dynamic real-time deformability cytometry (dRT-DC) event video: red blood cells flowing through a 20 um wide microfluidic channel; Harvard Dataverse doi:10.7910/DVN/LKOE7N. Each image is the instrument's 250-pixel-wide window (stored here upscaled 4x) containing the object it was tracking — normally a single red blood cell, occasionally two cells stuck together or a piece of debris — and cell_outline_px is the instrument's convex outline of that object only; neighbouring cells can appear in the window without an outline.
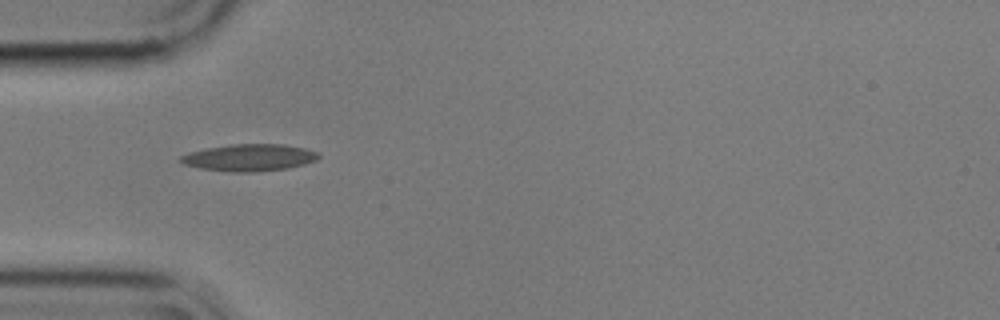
{"species": "common noctule bat (a hibernating species)", "species_latin": "Nyctalus noctula", "temperature_condition": "cold", "stored_images_in_passage": 3, "camera_frame_rate_fps": 3000, "um_per_image_px": 0.085, "animal": {"sex": "male", "body_mass_g": 17.9}, "frame": {"image": 1, "passage_image": 1, "time_ms": 0.0, "image_size_px": [1000, 320], "cell_outline_px": [[320, 156], [316, 160], [304, 164], [288, 168], [260, 172], [232, 172], [200, 168], [184, 164], [180, 160], [180, 156], [192, 152], [208, 148], [232, 144], [284, 144], [304, 148], [320, 152]], "centroid_in_image_um": [21.25, 13.4], "position_along_channel_um": 63.7, "area_um2": 21.62}}